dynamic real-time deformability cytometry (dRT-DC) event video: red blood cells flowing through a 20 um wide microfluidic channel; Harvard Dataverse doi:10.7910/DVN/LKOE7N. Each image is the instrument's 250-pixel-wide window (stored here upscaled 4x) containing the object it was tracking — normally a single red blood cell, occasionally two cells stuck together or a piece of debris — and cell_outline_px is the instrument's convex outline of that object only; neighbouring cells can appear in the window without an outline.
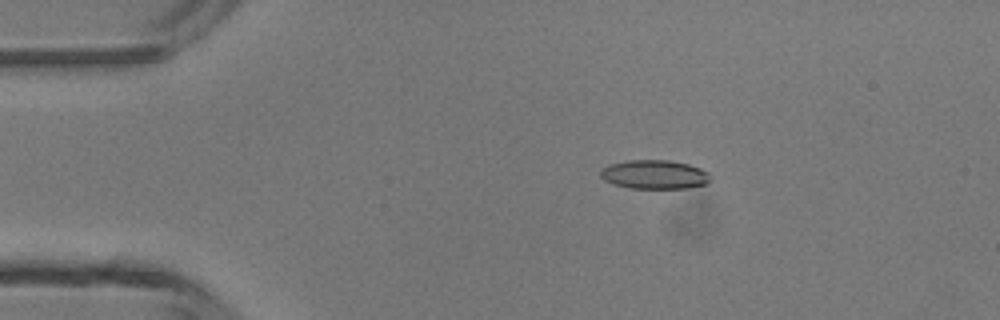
{"species": "common noctule bat (a hibernating species)", "species_latin": "Nyctalus noctula", "temperature_condition": "room temperature", "stored_images_in_passage": 5, "camera_frame_rate_fps": 3000, "um_per_image_px": 0.085, "animal": {"sex": "male", "body_mass_g": 13.3}, "frame": {"image": 1, "passage_image": 3, "time_ms": 2.333, "image_size_px": [1000, 320], "cell_outline_px": [[712, 180], [708, 184], [688, 188], [632, 188], [616, 184], [604, 180], [600, 176], [600, 172], [608, 164], [628, 160], [672, 160], [688, 164], [700, 168], [708, 172], [712, 176]], "centroid_in_image_um": [55.69, 14.83], "position_along_channel_um": 29.3, "area_um2": 18.67}}
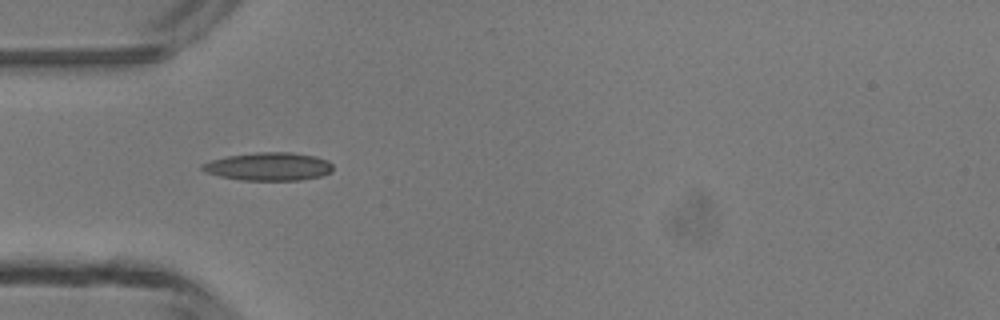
{"frame": {"image": 2, "passage_image": 4, "time_ms": 4.333, "image_size_px": [1000, 320], "cell_outline_px": [[332, 172], [320, 176], [300, 180], [240, 180], [220, 176], [204, 172], [200, 168], [200, 164], [212, 160], [228, 156], [256, 152], [292, 152], [316, 156], [328, 160], [332, 164]], "centroid_in_image_um": [22.83, 14.15], "position_along_channel_um": 62.2, "area_um2": 21.5}}
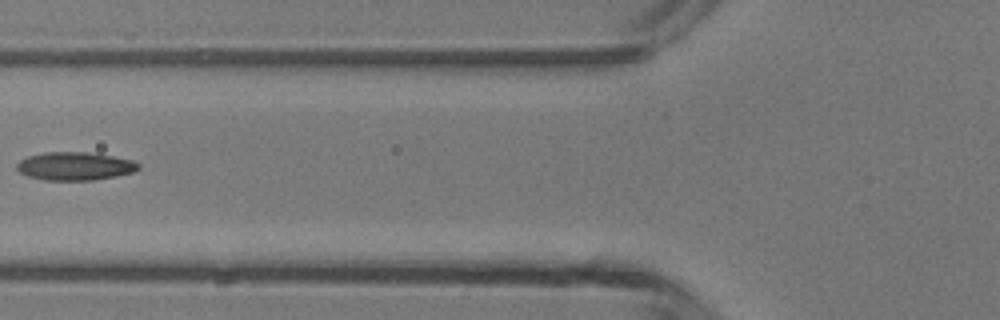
{"frame": {"image": 3, "passage_image": 5, "time_ms": 5.667, "image_size_px": [1000, 320], "cell_outline_px": [[140, 168], [132, 172], [116, 176], [92, 180], [44, 180], [28, 176], [20, 172], [16, 168], [16, 164], [20, 160], [28, 156], [44, 152], [88, 152], [112, 156], [132, 160], [140, 164]], "centroid_in_image_um": [6.35, 14.12], "position_along_channel_um": 119.4, "area_um2": 19.94}}